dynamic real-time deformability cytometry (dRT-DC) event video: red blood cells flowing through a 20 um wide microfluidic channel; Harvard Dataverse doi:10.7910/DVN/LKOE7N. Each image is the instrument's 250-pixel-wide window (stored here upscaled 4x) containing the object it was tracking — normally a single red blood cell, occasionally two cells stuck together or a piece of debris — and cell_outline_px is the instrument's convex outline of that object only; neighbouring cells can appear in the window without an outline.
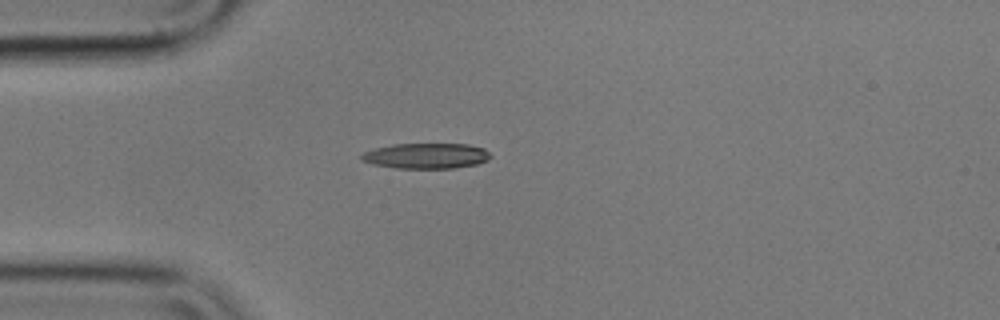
{"species": "common noctule bat (a hibernating species)", "species_latin": "Nyctalus noctula", "temperature_condition": "cold", "stored_images_in_passage": 42, "camera_frame_rate_fps": 3000, "um_per_image_px": 0.085, "animal": {"sex": "male", "body_mass_g": 17.9}, "frame": {"image": 1, "passage_image": 1, "time_ms": 0.0, "image_size_px": [1000, 320], "cell_outline_px": [[492, 156], [488, 160], [476, 164], [456, 168], [396, 168], [372, 164], [360, 160], [360, 156], [364, 152], [376, 148], [392, 144], [468, 144], [484, 148]], "centroid_in_image_um": [36.23, 13.25], "position_along_channel_um": 48.8, "area_um2": 19.19}}
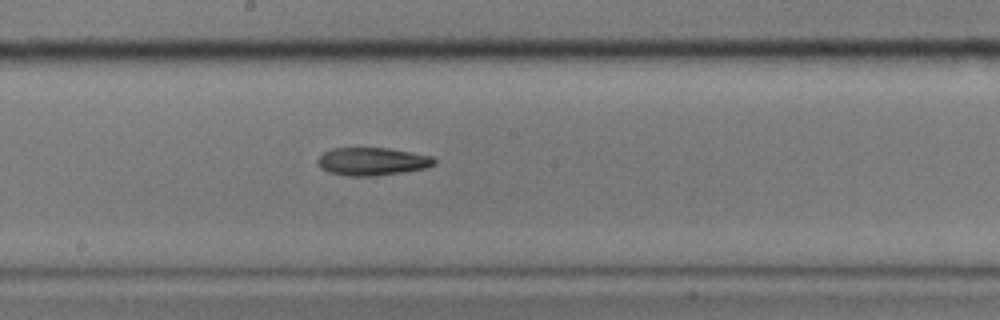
{"frame": {"image": 2, "passage_image": 16, "time_ms": 5.0, "image_size_px": [1000, 320], "cell_outline_px": [[436, 164], [424, 168], [376, 176], [348, 176], [328, 172], [320, 168], [316, 164], [316, 160], [324, 152], [332, 148], [388, 148], [432, 156], [436, 160]], "centroid_in_image_um": [31.59, 13.72], "position_along_channel_um": 216.6, "area_um2": 18.96}}
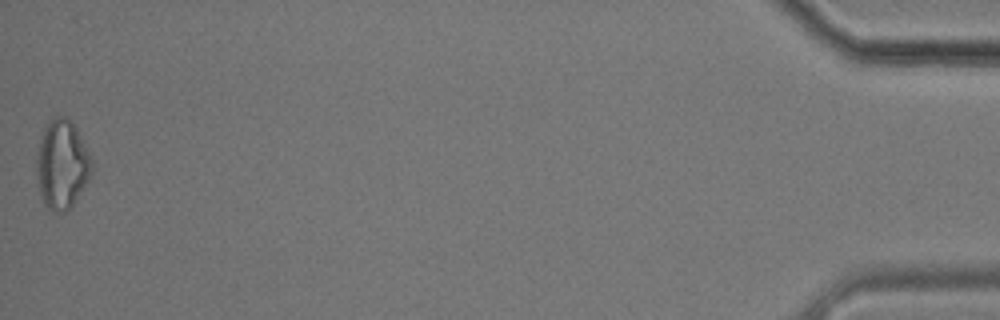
{"frame": {"image": 3, "passage_image": 42, "time_ms": 13.667, "image_size_px": [1000, 320], "cell_outline_px": [[92, 172], [88, 180], [72, 204], [64, 212], [60, 212], [48, 208], [44, 204], [40, 192], [36, 176], [36, 152], [40, 136], [48, 120], [56, 116], [68, 116], [76, 128], [92, 160]], "centroid_in_image_um": [5.23, 13.93], "position_along_channel_um": 430.0, "area_um2": 28.5}}